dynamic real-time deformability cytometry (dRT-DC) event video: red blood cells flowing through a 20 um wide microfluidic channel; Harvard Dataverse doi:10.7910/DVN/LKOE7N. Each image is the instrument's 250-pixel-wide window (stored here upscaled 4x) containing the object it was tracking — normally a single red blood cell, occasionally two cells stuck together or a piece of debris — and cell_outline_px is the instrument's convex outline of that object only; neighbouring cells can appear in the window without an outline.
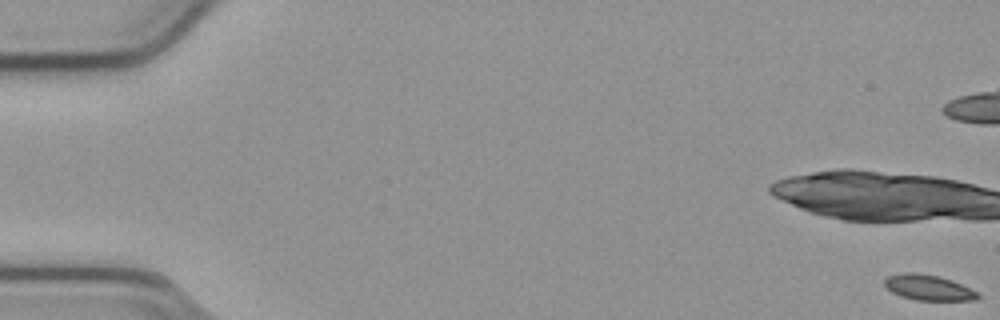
{"species": "common noctule bat (a hibernating species)", "species_latin": "Nyctalus noctula", "temperature_condition": "cold", "stored_images_in_passage": 15, "camera_frame_rate_fps": 3000, "um_per_image_px": 0.085, "animal": {"sex": "male", "body_mass_g": 23.1, "forearm_length_mm": 52.7}, "frame": {"image": 1, "passage_image": 1, "time_ms": 0.0, "image_size_px": [1000, 320], "cell_outline_px": [[980, 296], [976, 300], [916, 300], [900, 296], [892, 292], [884, 284], [884, 280], [888, 276], [904, 272], [912, 272], [940, 276], [952, 280], [976, 292]], "centroid_in_image_um": [78.88, 24.44], "position_along_channel_um": 6.1, "area_um2": 13.7}}